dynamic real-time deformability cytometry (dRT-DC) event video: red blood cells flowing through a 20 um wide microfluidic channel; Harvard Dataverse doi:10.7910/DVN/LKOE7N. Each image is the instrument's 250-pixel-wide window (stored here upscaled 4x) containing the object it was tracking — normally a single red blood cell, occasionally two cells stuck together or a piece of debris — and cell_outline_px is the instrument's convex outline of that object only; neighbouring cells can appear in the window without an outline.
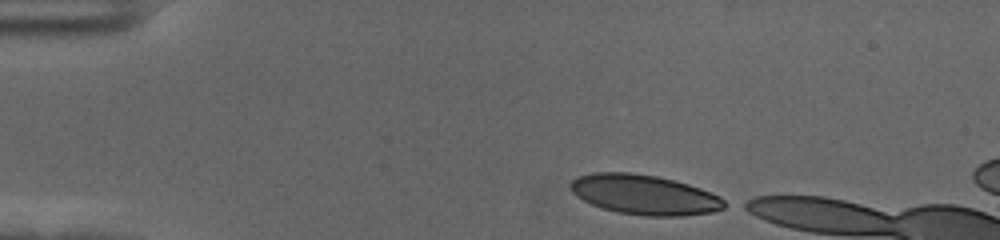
{"species": "human", "species_latin": "Homo sapiens", "temperature_condition": "cold", "stored_images_in_passage": 7, "camera_frame_rate_fps": 3000, "um_per_image_px": 0.085, "donor": {"sex": "female"}, "frame": {"image": 1, "passage_image": 1, "time_ms": 0.0, "image_size_px": [1000, 240], "cell_outline_px": [[732, 204], [724, 208], [712, 212], [684, 216], [644, 216], [616, 212], [592, 204], [576, 196], [572, 192], [568, 184], [576, 176], [592, 172], [628, 172], [656, 176], [688, 184], [700, 188], [720, 196]], "centroid_in_image_um": [54.79, 16.55], "position_along_channel_um": 30.2, "area_um2": 36.07}}